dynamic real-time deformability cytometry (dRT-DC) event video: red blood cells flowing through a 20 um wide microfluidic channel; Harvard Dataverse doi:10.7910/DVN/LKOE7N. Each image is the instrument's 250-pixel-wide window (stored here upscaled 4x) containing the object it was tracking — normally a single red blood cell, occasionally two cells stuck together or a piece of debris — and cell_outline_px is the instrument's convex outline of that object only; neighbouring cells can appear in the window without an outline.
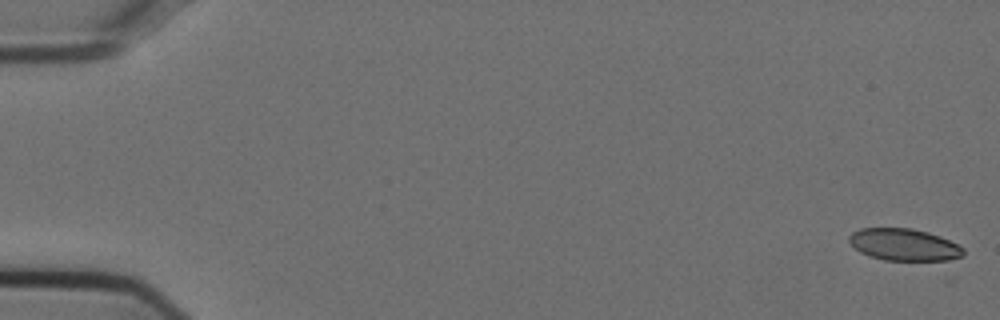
{"species": "Egyptian fruit bat (a non-hibernating species)", "species_latin": "Rousettus aegyptiacus", "temperature_condition": "cold", "stored_images_in_passage": 52, "camera_frame_rate_fps": 3000, "um_per_image_px": 0.085, "animal": {"sex": "female"}, "frame": {"image": 1, "passage_image": 1, "time_ms": 0.0, "image_size_px": [1000, 320], "cell_outline_px": [[964, 256], [948, 260], [884, 260], [868, 256], [860, 252], [848, 240], [848, 236], [852, 232], [860, 228], [912, 228], [928, 232], [940, 236], [964, 248]], "centroid_in_image_um": [76.83, 20.79], "position_along_channel_um": 8.2, "area_um2": 21.33}}
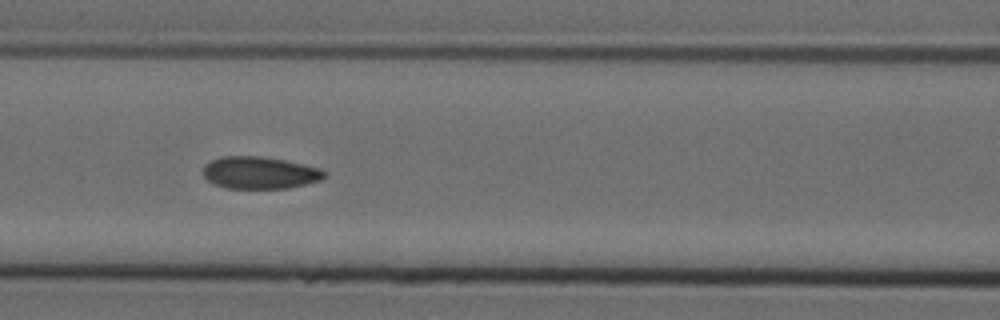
{"frame": {"image": 2, "passage_image": 24, "time_ms": 7.667, "image_size_px": [1000, 320], "cell_outline_px": [[324, 176], [320, 180], [288, 188], [224, 188], [208, 180], [204, 176], [204, 164], [220, 156], [264, 156], [304, 164], [320, 168], [324, 172]], "centroid_in_image_um": [22.05, 14.67], "position_along_channel_um": 144.5, "area_um2": 22.6}}
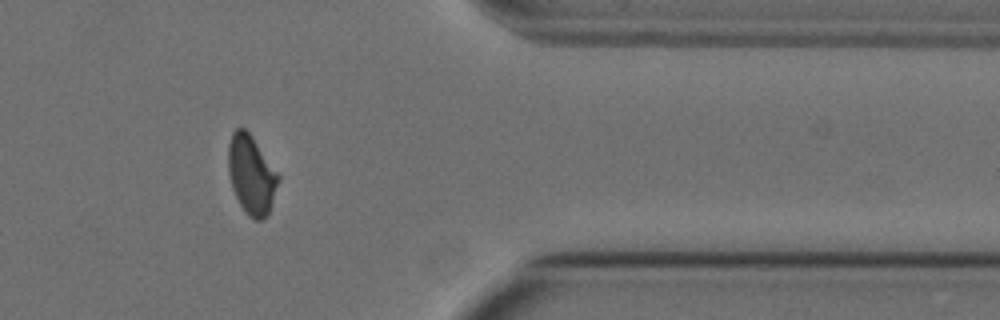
{"frame": {"image": 3, "passage_image": 45, "time_ms": 14.667, "image_size_px": [1000, 320], "cell_outline_px": [[280, 180], [268, 212], [260, 220], [256, 220], [248, 216], [244, 212], [232, 188], [228, 172], [228, 144], [232, 132], [236, 128], [244, 128], [252, 136], [280, 176]], "centroid_in_image_um": [21.35, 14.84], "position_along_channel_um": 390.1, "area_um2": 22.83}}